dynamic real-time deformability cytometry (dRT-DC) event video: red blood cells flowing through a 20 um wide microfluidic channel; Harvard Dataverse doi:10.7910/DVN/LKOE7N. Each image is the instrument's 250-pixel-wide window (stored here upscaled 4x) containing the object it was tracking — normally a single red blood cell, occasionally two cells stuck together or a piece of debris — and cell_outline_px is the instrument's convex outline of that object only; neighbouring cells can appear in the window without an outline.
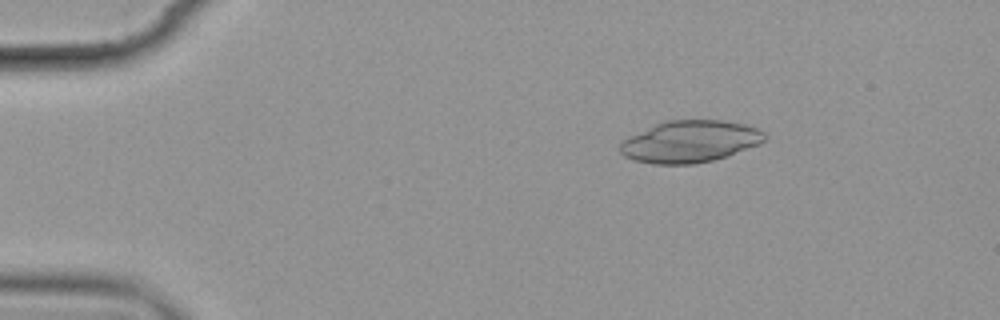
{"species": "common noctule bat (a hibernating species)", "species_latin": "Nyctalus noctula", "temperature_condition": "cold", "stored_images_in_passage": 4, "camera_frame_rate_fps": 3000, "um_per_image_px": 0.085, "animal": {"sex": "female", "body_mass_g": 19.9}, "frame": {"image": 1, "passage_image": 2, "time_ms": 1.0, "image_size_px": [1000, 320], "cell_outline_px": [[764, 140], [760, 144], [728, 156], [712, 160], [692, 164], [652, 164], [632, 160], [624, 156], [620, 152], [620, 144], [624, 140], [656, 124], [668, 120], [720, 120], [744, 124], [756, 128], [764, 132]], "centroid_in_image_um": [58.66, 12.04], "position_along_channel_um": 26.3, "area_um2": 34.97}}